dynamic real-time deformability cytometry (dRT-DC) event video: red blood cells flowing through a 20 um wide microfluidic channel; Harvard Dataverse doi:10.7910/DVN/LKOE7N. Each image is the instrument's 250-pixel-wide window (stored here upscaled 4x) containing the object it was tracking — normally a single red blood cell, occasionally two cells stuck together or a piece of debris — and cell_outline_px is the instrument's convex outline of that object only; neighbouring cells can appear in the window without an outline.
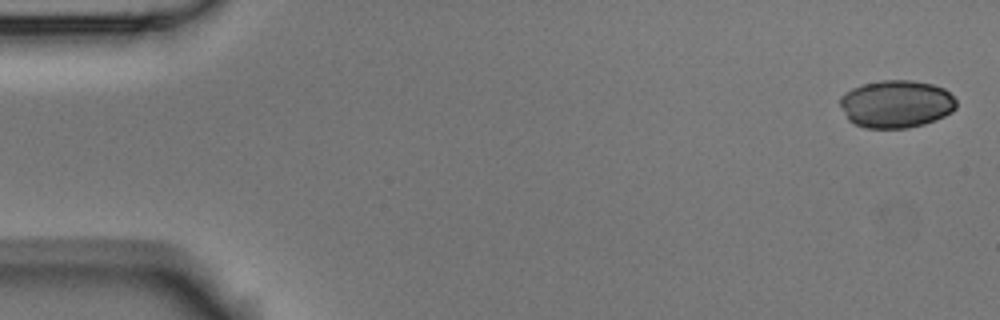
{"species": "Egyptian fruit bat (a non-hibernating species)", "species_latin": "Rousettus aegyptiacus", "temperature_condition": "room temperature", "stored_images_in_passage": 5, "camera_frame_rate_fps": 3000, "um_per_image_px": 0.085, "animal": {"sex": "male"}, "frame": {"image": 1, "passage_image": 1, "time_ms": 0.0, "image_size_px": [1000, 320], "cell_outline_px": [[956, 108], [952, 112], [936, 120], [924, 124], [908, 128], [864, 128], [848, 120], [840, 104], [840, 96], [844, 92], [852, 88], [864, 84], [880, 80], [912, 80], [932, 84], [944, 88], [956, 100]], "centroid_in_image_um": [76.18, 8.84], "position_along_channel_um": 8.8, "area_um2": 32.43}}
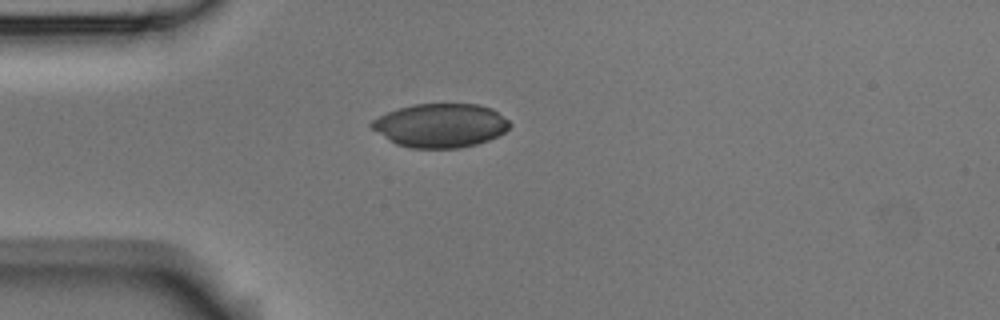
{"frame": {"image": 2, "passage_image": 4, "time_ms": 4.333, "image_size_px": [1000, 320], "cell_outline_px": [[512, 124], [504, 132], [488, 140], [476, 144], [460, 148], [408, 148], [396, 144], [372, 128], [368, 124], [372, 120], [388, 112], [412, 104], [476, 104], [492, 108], [508, 120]], "centroid_in_image_um": [37.45, 10.66], "position_along_channel_um": 47.6, "area_um2": 35.08}}